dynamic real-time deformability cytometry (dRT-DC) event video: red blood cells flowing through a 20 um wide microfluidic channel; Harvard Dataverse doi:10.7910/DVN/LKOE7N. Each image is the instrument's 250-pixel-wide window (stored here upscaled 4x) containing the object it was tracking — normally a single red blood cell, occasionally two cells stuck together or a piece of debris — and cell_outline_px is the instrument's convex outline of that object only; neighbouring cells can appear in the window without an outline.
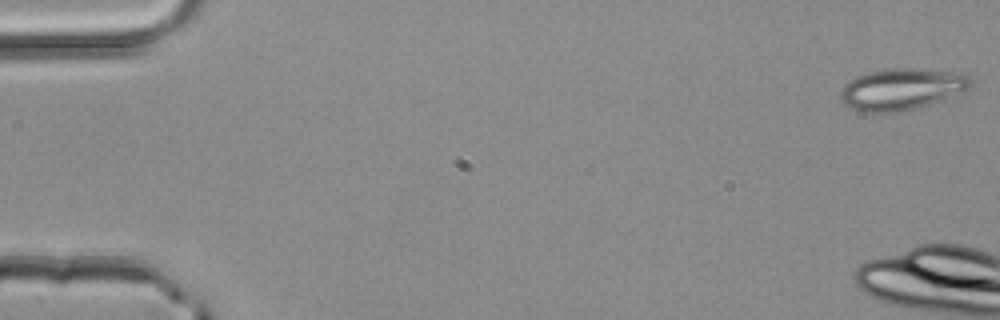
{"species": "common noctule bat (a hibernating species)", "species_latin": "Nyctalus noctula", "temperature_condition": "room temperature", "stored_images_in_passage": 4, "camera_frame_rate_fps": 3000, "um_per_image_px": 0.085, "animal": {"sex": "male", "body_mass_g": 20.4}, "frame": {"image": 1, "passage_image": 1, "time_ms": 0.0, "image_size_px": [1000, 320], "cell_outline_px": [[972, 84], [968, 88], [944, 100], [896, 112], [860, 112], [848, 108], [840, 100], [840, 92], [844, 84], [848, 80], [856, 76], [868, 72], [892, 68], [912, 68], [960, 72], [968, 76], [972, 80]], "centroid_in_image_um": [76.59, 7.57], "position_along_channel_um": 8.4, "area_um2": 31.62}}